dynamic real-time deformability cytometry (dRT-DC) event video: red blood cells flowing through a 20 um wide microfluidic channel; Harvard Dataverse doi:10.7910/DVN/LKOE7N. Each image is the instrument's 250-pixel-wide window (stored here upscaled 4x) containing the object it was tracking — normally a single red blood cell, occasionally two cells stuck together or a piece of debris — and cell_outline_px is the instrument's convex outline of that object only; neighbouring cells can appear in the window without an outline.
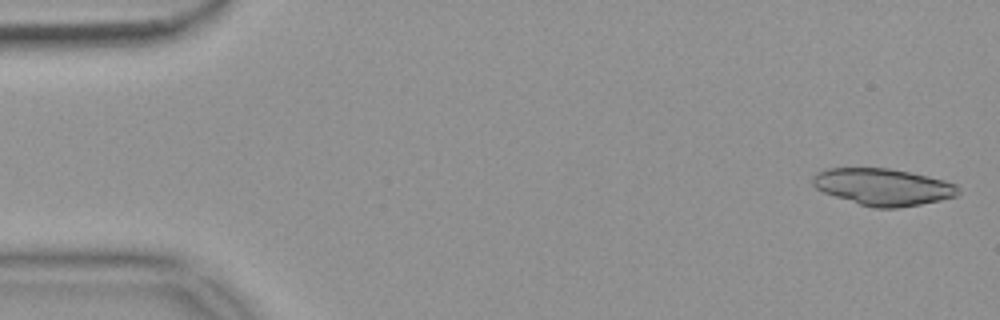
{"species": "common noctule bat (a hibernating species)", "species_latin": "Nyctalus noctula", "temperature_condition": "warm", "stored_images_in_passage": 17, "camera_frame_rate_fps": 3000, "um_per_image_px": 0.085, "animal": {"sex": "female", "body_mass_g": 18.4}, "frame": {"image": 1, "passage_image": 2, "time_ms": 0.333, "image_size_px": [1000, 320], "cell_outline_px": [[960, 192], [956, 196], [940, 200], [920, 204], [896, 208], [872, 208], [824, 192], [816, 188], [812, 184], [812, 176], [816, 172], [828, 168], [888, 168], [908, 172], [944, 180], [956, 184], [960, 188]], "centroid_in_image_um": [75.06, 15.88], "position_along_channel_um": 9.9, "area_um2": 31.1}}